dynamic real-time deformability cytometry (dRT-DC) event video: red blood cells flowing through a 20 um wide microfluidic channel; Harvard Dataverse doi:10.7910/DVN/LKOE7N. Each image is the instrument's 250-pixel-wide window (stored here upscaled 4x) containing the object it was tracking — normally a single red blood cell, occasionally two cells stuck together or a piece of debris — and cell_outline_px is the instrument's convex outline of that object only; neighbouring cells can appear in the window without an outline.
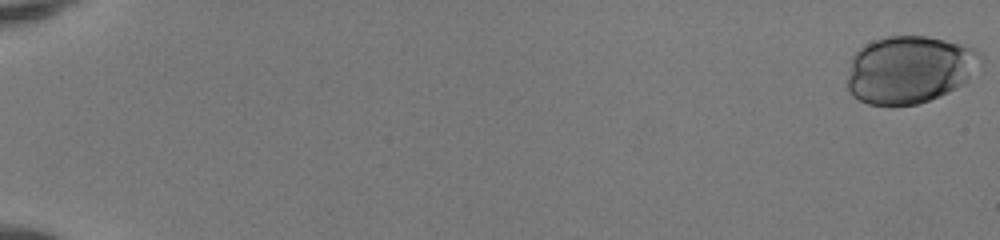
{"species": "human", "species_latin": "Homo sapiens", "temperature_condition": "room temperature", "stored_images_in_passage": 50, "camera_frame_rate_fps": 3000, "um_per_image_px": 0.085, "donor": {"sex": "female"}, "frame": {"image": 1, "passage_image": 1, "time_ms": 0.0, "image_size_px": [1000, 240], "cell_outline_px": [[980, 56], [968, 80], [948, 92], [928, 100], [916, 104], [868, 104], [852, 96], [848, 92], [848, 76], [852, 56], [860, 48], [872, 40], [888, 36], [928, 36], [968, 44], [980, 52]], "centroid_in_image_um": [77.28, 5.88], "position_along_channel_um": 7.7, "area_um2": 52.14}}
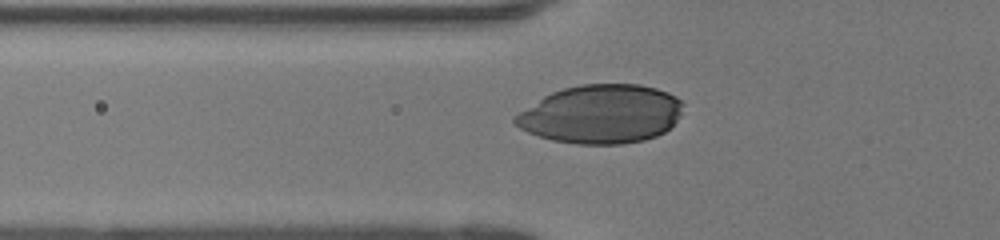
{"frame": {"image": 2, "passage_image": 21, "time_ms": 6.667, "image_size_px": [1000, 240], "cell_outline_px": [[684, 104], [680, 116], [664, 132], [656, 136], [644, 140], [620, 144], [576, 144], [552, 140], [528, 132], [520, 128], [512, 120], [512, 116], [544, 96], [552, 92], [564, 88], [580, 84], [640, 84], [656, 88], [668, 92], [676, 96]], "centroid_in_image_um": [51.09, 9.69], "position_along_channel_um": 74.7, "area_um2": 57.45}}
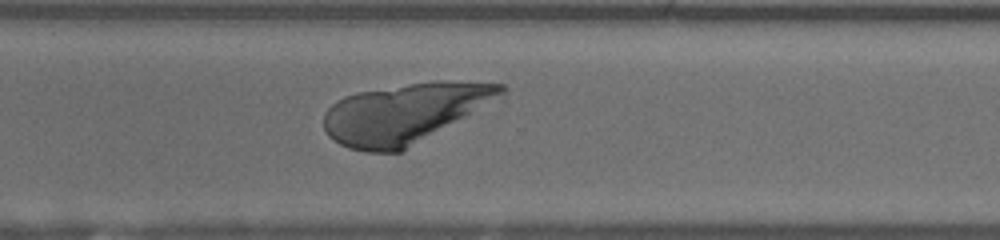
{"frame": {"image": 3, "passage_image": 40, "time_ms": 13.0, "image_size_px": [1000, 240], "cell_outline_px": [[508, 88], [504, 92], [464, 116], [400, 152], [364, 152], [348, 148], [332, 140], [328, 136], [324, 128], [324, 112], [336, 100], [344, 96], [360, 92], [408, 84], [436, 80], [448, 80], [504, 84]], "centroid_in_image_um": [34.28, 9.62], "position_along_channel_um": 336.3, "area_um2": 60.52}}